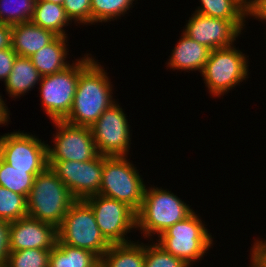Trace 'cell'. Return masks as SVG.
<instances>
[{"label": "cell", "mask_w": 266, "mask_h": 267, "mask_svg": "<svg viewBox=\"0 0 266 267\" xmlns=\"http://www.w3.org/2000/svg\"><path fill=\"white\" fill-rule=\"evenodd\" d=\"M16 57L17 53L11 46L0 50V81L5 83L8 79Z\"/></svg>", "instance_id": "cell-32"}, {"label": "cell", "mask_w": 266, "mask_h": 267, "mask_svg": "<svg viewBox=\"0 0 266 267\" xmlns=\"http://www.w3.org/2000/svg\"><path fill=\"white\" fill-rule=\"evenodd\" d=\"M69 39L66 36H58L29 57L42 77L61 72L72 64L71 60L67 61L70 55Z\"/></svg>", "instance_id": "cell-18"}, {"label": "cell", "mask_w": 266, "mask_h": 267, "mask_svg": "<svg viewBox=\"0 0 266 267\" xmlns=\"http://www.w3.org/2000/svg\"><path fill=\"white\" fill-rule=\"evenodd\" d=\"M4 98H5L4 95L0 94V127L6 126V125L8 126V124L11 123V119L9 116L11 112L8 109V106L6 103L7 100L5 99L4 101Z\"/></svg>", "instance_id": "cell-36"}, {"label": "cell", "mask_w": 266, "mask_h": 267, "mask_svg": "<svg viewBox=\"0 0 266 267\" xmlns=\"http://www.w3.org/2000/svg\"><path fill=\"white\" fill-rule=\"evenodd\" d=\"M58 35L30 22L11 25L10 46L18 56L30 57Z\"/></svg>", "instance_id": "cell-17"}, {"label": "cell", "mask_w": 266, "mask_h": 267, "mask_svg": "<svg viewBox=\"0 0 266 267\" xmlns=\"http://www.w3.org/2000/svg\"><path fill=\"white\" fill-rule=\"evenodd\" d=\"M100 258L93 252L63 244L59 239L51 249L48 267H95Z\"/></svg>", "instance_id": "cell-22"}, {"label": "cell", "mask_w": 266, "mask_h": 267, "mask_svg": "<svg viewBox=\"0 0 266 267\" xmlns=\"http://www.w3.org/2000/svg\"><path fill=\"white\" fill-rule=\"evenodd\" d=\"M31 22L37 26L54 32L58 36L69 37L66 26H72L70 19L66 16L63 5L43 0H36Z\"/></svg>", "instance_id": "cell-21"}, {"label": "cell", "mask_w": 266, "mask_h": 267, "mask_svg": "<svg viewBox=\"0 0 266 267\" xmlns=\"http://www.w3.org/2000/svg\"><path fill=\"white\" fill-rule=\"evenodd\" d=\"M128 156H104L99 194L116 199L139 211L146 190V182Z\"/></svg>", "instance_id": "cell-6"}, {"label": "cell", "mask_w": 266, "mask_h": 267, "mask_svg": "<svg viewBox=\"0 0 266 267\" xmlns=\"http://www.w3.org/2000/svg\"><path fill=\"white\" fill-rule=\"evenodd\" d=\"M33 134L19 129L0 135V157L15 169L43 172L48 167L47 143Z\"/></svg>", "instance_id": "cell-10"}, {"label": "cell", "mask_w": 266, "mask_h": 267, "mask_svg": "<svg viewBox=\"0 0 266 267\" xmlns=\"http://www.w3.org/2000/svg\"><path fill=\"white\" fill-rule=\"evenodd\" d=\"M137 3L136 0H91V25L120 20Z\"/></svg>", "instance_id": "cell-24"}, {"label": "cell", "mask_w": 266, "mask_h": 267, "mask_svg": "<svg viewBox=\"0 0 266 267\" xmlns=\"http://www.w3.org/2000/svg\"><path fill=\"white\" fill-rule=\"evenodd\" d=\"M10 222L0 219V267H5L9 254Z\"/></svg>", "instance_id": "cell-34"}, {"label": "cell", "mask_w": 266, "mask_h": 267, "mask_svg": "<svg viewBox=\"0 0 266 267\" xmlns=\"http://www.w3.org/2000/svg\"><path fill=\"white\" fill-rule=\"evenodd\" d=\"M125 109L116 101L107 108L90 127L96 149L100 155L128 156L131 148L132 129Z\"/></svg>", "instance_id": "cell-9"}, {"label": "cell", "mask_w": 266, "mask_h": 267, "mask_svg": "<svg viewBox=\"0 0 266 267\" xmlns=\"http://www.w3.org/2000/svg\"><path fill=\"white\" fill-rule=\"evenodd\" d=\"M41 78V74L29 57L17 55L12 71L4 83L5 94L14 100L21 96L24 97L26 93H30L29 91L36 87L35 85L38 86Z\"/></svg>", "instance_id": "cell-19"}, {"label": "cell", "mask_w": 266, "mask_h": 267, "mask_svg": "<svg viewBox=\"0 0 266 267\" xmlns=\"http://www.w3.org/2000/svg\"><path fill=\"white\" fill-rule=\"evenodd\" d=\"M144 267H190L182 259L168 253L156 241L145 243Z\"/></svg>", "instance_id": "cell-29"}, {"label": "cell", "mask_w": 266, "mask_h": 267, "mask_svg": "<svg viewBox=\"0 0 266 267\" xmlns=\"http://www.w3.org/2000/svg\"><path fill=\"white\" fill-rule=\"evenodd\" d=\"M139 241L111 244L100 258V263L104 267H144L145 243Z\"/></svg>", "instance_id": "cell-20"}, {"label": "cell", "mask_w": 266, "mask_h": 267, "mask_svg": "<svg viewBox=\"0 0 266 267\" xmlns=\"http://www.w3.org/2000/svg\"><path fill=\"white\" fill-rule=\"evenodd\" d=\"M37 174L39 173H27V170L15 169L0 157V186L12 192L27 198Z\"/></svg>", "instance_id": "cell-25"}, {"label": "cell", "mask_w": 266, "mask_h": 267, "mask_svg": "<svg viewBox=\"0 0 266 267\" xmlns=\"http://www.w3.org/2000/svg\"><path fill=\"white\" fill-rule=\"evenodd\" d=\"M51 250L28 248L9 251L5 267H48Z\"/></svg>", "instance_id": "cell-28"}, {"label": "cell", "mask_w": 266, "mask_h": 267, "mask_svg": "<svg viewBox=\"0 0 266 267\" xmlns=\"http://www.w3.org/2000/svg\"><path fill=\"white\" fill-rule=\"evenodd\" d=\"M246 3H247V20L248 18L249 19L252 18V20L256 19L261 23H265L266 0H246Z\"/></svg>", "instance_id": "cell-33"}, {"label": "cell", "mask_w": 266, "mask_h": 267, "mask_svg": "<svg viewBox=\"0 0 266 267\" xmlns=\"http://www.w3.org/2000/svg\"><path fill=\"white\" fill-rule=\"evenodd\" d=\"M95 267H104L101 263H99L97 266Z\"/></svg>", "instance_id": "cell-38"}, {"label": "cell", "mask_w": 266, "mask_h": 267, "mask_svg": "<svg viewBox=\"0 0 266 267\" xmlns=\"http://www.w3.org/2000/svg\"><path fill=\"white\" fill-rule=\"evenodd\" d=\"M63 7L66 16L75 26L91 25V0H64Z\"/></svg>", "instance_id": "cell-30"}, {"label": "cell", "mask_w": 266, "mask_h": 267, "mask_svg": "<svg viewBox=\"0 0 266 267\" xmlns=\"http://www.w3.org/2000/svg\"><path fill=\"white\" fill-rule=\"evenodd\" d=\"M58 239L66 245L86 249L99 258L111 244L102 235L94 212L85 200H75L58 227Z\"/></svg>", "instance_id": "cell-7"}, {"label": "cell", "mask_w": 266, "mask_h": 267, "mask_svg": "<svg viewBox=\"0 0 266 267\" xmlns=\"http://www.w3.org/2000/svg\"><path fill=\"white\" fill-rule=\"evenodd\" d=\"M92 208L97 225L110 244H126L137 230V213L125 203L100 194L84 199Z\"/></svg>", "instance_id": "cell-8"}, {"label": "cell", "mask_w": 266, "mask_h": 267, "mask_svg": "<svg viewBox=\"0 0 266 267\" xmlns=\"http://www.w3.org/2000/svg\"><path fill=\"white\" fill-rule=\"evenodd\" d=\"M75 200L68 187L48 166L35 176L27 196L28 216L58 228Z\"/></svg>", "instance_id": "cell-5"}, {"label": "cell", "mask_w": 266, "mask_h": 267, "mask_svg": "<svg viewBox=\"0 0 266 267\" xmlns=\"http://www.w3.org/2000/svg\"><path fill=\"white\" fill-rule=\"evenodd\" d=\"M181 30L194 41L210 50L229 47L237 42L243 30L247 29V20H226L213 18L193 12Z\"/></svg>", "instance_id": "cell-13"}, {"label": "cell", "mask_w": 266, "mask_h": 267, "mask_svg": "<svg viewBox=\"0 0 266 267\" xmlns=\"http://www.w3.org/2000/svg\"><path fill=\"white\" fill-rule=\"evenodd\" d=\"M194 12L226 20H247L246 0H199Z\"/></svg>", "instance_id": "cell-23"}, {"label": "cell", "mask_w": 266, "mask_h": 267, "mask_svg": "<svg viewBox=\"0 0 266 267\" xmlns=\"http://www.w3.org/2000/svg\"><path fill=\"white\" fill-rule=\"evenodd\" d=\"M11 25L0 23V50L10 47Z\"/></svg>", "instance_id": "cell-35"}, {"label": "cell", "mask_w": 266, "mask_h": 267, "mask_svg": "<svg viewBox=\"0 0 266 267\" xmlns=\"http://www.w3.org/2000/svg\"><path fill=\"white\" fill-rule=\"evenodd\" d=\"M210 49L190 37L183 32L177 41V44L173 48L166 61V69L173 71H197L201 73L208 60Z\"/></svg>", "instance_id": "cell-16"}, {"label": "cell", "mask_w": 266, "mask_h": 267, "mask_svg": "<svg viewBox=\"0 0 266 267\" xmlns=\"http://www.w3.org/2000/svg\"><path fill=\"white\" fill-rule=\"evenodd\" d=\"M50 169L68 187L76 200L99 194L104 167V155L86 162L48 161Z\"/></svg>", "instance_id": "cell-14"}, {"label": "cell", "mask_w": 266, "mask_h": 267, "mask_svg": "<svg viewBox=\"0 0 266 267\" xmlns=\"http://www.w3.org/2000/svg\"><path fill=\"white\" fill-rule=\"evenodd\" d=\"M156 186H146L142 205L137 212V230L143 239L154 240L170 226L190 216L194 210L177 193ZM190 205V206H189Z\"/></svg>", "instance_id": "cell-2"}, {"label": "cell", "mask_w": 266, "mask_h": 267, "mask_svg": "<svg viewBox=\"0 0 266 267\" xmlns=\"http://www.w3.org/2000/svg\"><path fill=\"white\" fill-rule=\"evenodd\" d=\"M58 240V228L53 224L25 216L10 222L9 250L28 248L51 250Z\"/></svg>", "instance_id": "cell-15"}, {"label": "cell", "mask_w": 266, "mask_h": 267, "mask_svg": "<svg viewBox=\"0 0 266 267\" xmlns=\"http://www.w3.org/2000/svg\"><path fill=\"white\" fill-rule=\"evenodd\" d=\"M211 50L200 76L212 98H221L249 78V56L236 47ZM248 58V59H247Z\"/></svg>", "instance_id": "cell-4"}, {"label": "cell", "mask_w": 266, "mask_h": 267, "mask_svg": "<svg viewBox=\"0 0 266 267\" xmlns=\"http://www.w3.org/2000/svg\"><path fill=\"white\" fill-rule=\"evenodd\" d=\"M55 127L53 141L47 143L48 161L86 162L99 153L90 127L70 124L65 120L51 121Z\"/></svg>", "instance_id": "cell-11"}, {"label": "cell", "mask_w": 266, "mask_h": 267, "mask_svg": "<svg viewBox=\"0 0 266 267\" xmlns=\"http://www.w3.org/2000/svg\"><path fill=\"white\" fill-rule=\"evenodd\" d=\"M43 1H48L51 3L60 4V5H63V3H64V0H43Z\"/></svg>", "instance_id": "cell-37"}, {"label": "cell", "mask_w": 266, "mask_h": 267, "mask_svg": "<svg viewBox=\"0 0 266 267\" xmlns=\"http://www.w3.org/2000/svg\"><path fill=\"white\" fill-rule=\"evenodd\" d=\"M83 56V57H81ZM79 57V79L70 113L63 119L78 126L91 127L116 100L114 85L96 56Z\"/></svg>", "instance_id": "cell-1"}, {"label": "cell", "mask_w": 266, "mask_h": 267, "mask_svg": "<svg viewBox=\"0 0 266 267\" xmlns=\"http://www.w3.org/2000/svg\"><path fill=\"white\" fill-rule=\"evenodd\" d=\"M201 218L202 216L194 211L186 219L170 226L156 238V242L168 253L193 267L209 254L215 242L206 222Z\"/></svg>", "instance_id": "cell-3"}, {"label": "cell", "mask_w": 266, "mask_h": 267, "mask_svg": "<svg viewBox=\"0 0 266 267\" xmlns=\"http://www.w3.org/2000/svg\"><path fill=\"white\" fill-rule=\"evenodd\" d=\"M27 215V198L0 186V219L12 222Z\"/></svg>", "instance_id": "cell-27"}, {"label": "cell", "mask_w": 266, "mask_h": 267, "mask_svg": "<svg viewBox=\"0 0 266 267\" xmlns=\"http://www.w3.org/2000/svg\"><path fill=\"white\" fill-rule=\"evenodd\" d=\"M65 70L43 76L39 83L41 107L51 121L63 120L73 104L79 79V58Z\"/></svg>", "instance_id": "cell-12"}, {"label": "cell", "mask_w": 266, "mask_h": 267, "mask_svg": "<svg viewBox=\"0 0 266 267\" xmlns=\"http://www.w3.org/2000/svg\"><path fill=\"white\" fill-rule=\"evenodd\" d=\"M252 244L249 264L252 267H266V239L255 238Z\"/></svg>", "instance_id": "cell-31"}, {"label": "cell", "mask_w": 266, "mask_h": 267, "mask_svg": "<svg viewBox=\"0 0 266 267\" xmlns=\"http://www.w3.org/2000/svg\"><path fill=\"white\" fill-rule=\"evenodd\" d=\"M36 0H0V23L14 25L30 22Z\"/></svg>", "instance_id": "cell-26"}]
</instances>
